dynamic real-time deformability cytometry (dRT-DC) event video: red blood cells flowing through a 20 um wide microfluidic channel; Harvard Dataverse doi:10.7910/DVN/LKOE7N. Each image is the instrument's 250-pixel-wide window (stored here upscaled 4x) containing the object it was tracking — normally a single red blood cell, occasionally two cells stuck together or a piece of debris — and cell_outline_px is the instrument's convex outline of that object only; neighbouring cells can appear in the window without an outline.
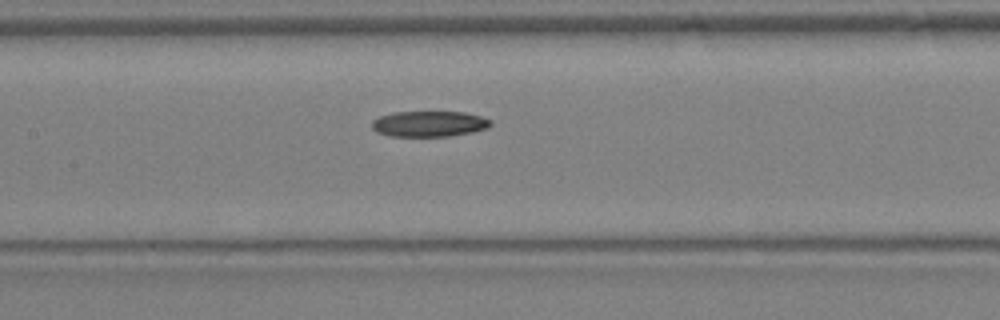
{"species": "Egyptian fruit bat (a non-hibernating species)", "species_latin": "Rousettus aegyptiacus", "temperature_condition": "warm", "stored_images_in_passage": 17, "camera_frame_rate_fps": 3000, "um_per_image_px": 0.085, "animal": {"sex": "female"}, "frame": {"image": 1, "passage_image": 6, "time_ms": 1.667, "image_size_px": [1000, 320], "cell_outline_px": [[492, 124], [488, 128], [472, 132], [452, 136], [388, 136], [376, 132], [372, 128], [372, 120], [380, 116], [392, 112], [464, 112], [480, 116], [492, 120]], "centroid_in_image_um": [36.48, 10.53], "position_along_channel_um": 170.9, "area_um2": 17.92}}
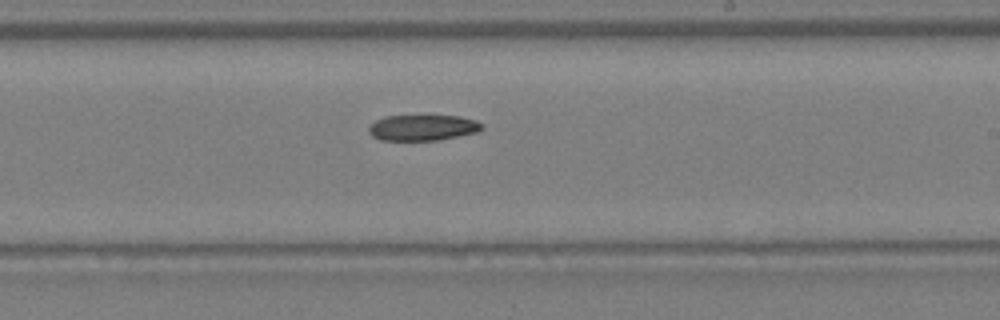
{"frame": {"image": 2, "passage_image": 10, "time_ms": 3.0, "image_size_px": [1000, 320], "cell_outline_px": [[484, 128], [476, 132], [440, 140], [380, 140], [372, 136], [368, 132], [368, 128], [376, 120], [384, 116], [460, 116], [476, 120], [484, 124]], "centroid_in_image_um": [35.94, 10.85], "position_along_channel_um": 253.1, "area_um2": 17.05}}
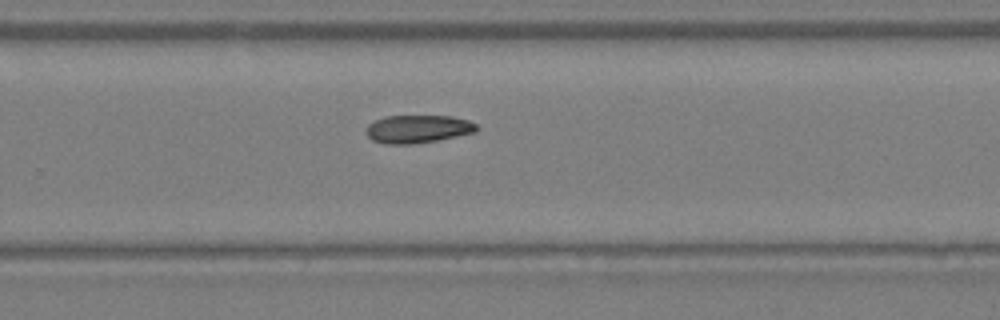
{"frame": {"image": 3, "passage_image": 12, "time_ms": 3.667, "image_size_px": [1000, 320], "cell_outline_px": [[476, 132], [436, 140], [412, 144], [384, 144], [372, 140], [364, 132], [368, 124], [384, 116], [452, 116], [468, 120], [476, 124]], "centroid_in_image_um": [35.47, 10.96], "position_along_channel_um": 294.3, "area_um2": 17.98}}